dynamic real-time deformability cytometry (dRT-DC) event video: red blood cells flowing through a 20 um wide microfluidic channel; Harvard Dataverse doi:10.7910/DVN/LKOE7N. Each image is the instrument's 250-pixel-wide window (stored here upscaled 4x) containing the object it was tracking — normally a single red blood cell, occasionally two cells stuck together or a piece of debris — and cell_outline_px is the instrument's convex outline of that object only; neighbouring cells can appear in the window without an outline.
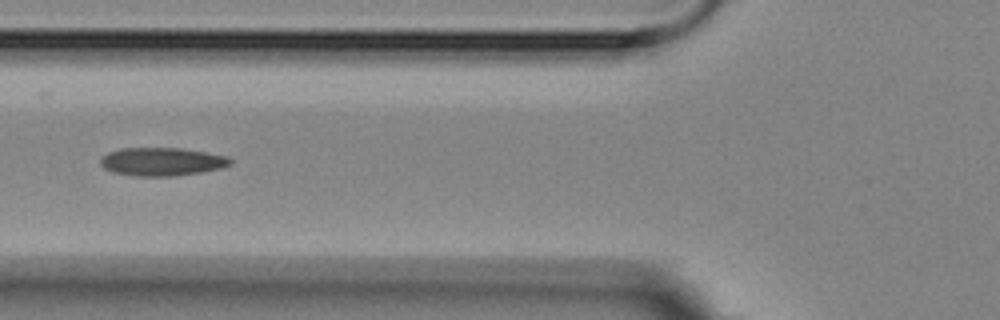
{"species": "Egyptian fruit bat (a non-hibernating species)", "species_latin": "Rousettus aegyptiacus", "temperature_condition": "room temperature", "stored_images_in_passage": 19, "segment_of_instrument_passage": [1, 2], "camera_frame_rate_fps": 3000, "um_per_image_px": 0.085, "animal": {"sex": "female"}, "frame": {"image": 1, "passage_image": 8, "time_ms": 8.0, "image_size_px": [1000, 320], "cell_outline_px": [[232, 164], [224, 168], [176, 176], [136, 176], [112, 172], [104, 168], [100, 164], [100, 156], [108, 152], [120, 148], [180, 148], [228, 156], [232, 160]], "centroid_in_image_um": [13.75, 13.74], "position_along_channel_um": 112.0, "area_um2": 21.56}}
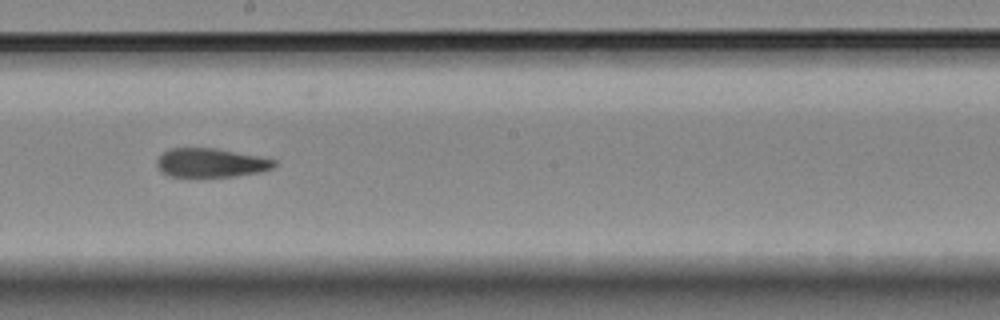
{"frame": {"image": 2, "passage_image": 11, "time_ms": 11.333, "image_size_px": [1000, 320], "cell_outline_px": [[276, 164], [272, 168], [256, 172], [236, 176], [168, 176], [156, 164], [156, 160], [164, 152], [172, 148], [216, 148], [276, 160]], "centroid_in_image_um": [17.9, 13.83], "position_along_channel_um": 230.3, "area_um2": 19.31}}
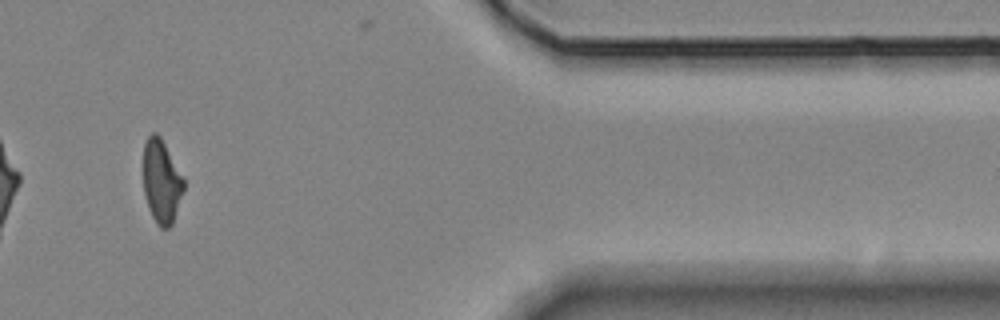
{"frame": {"image": 3, "passage_image": 16, "time_ms": 17.0, "image_size_px": [1000, 320], "cell_outline_px": [[184, 188], [172, 224], [168, 228], [160, 228], [156, 224], [148, 208], [144, 192], [144, 144], [148, 136], [152, 132], [156, 132], [160, 136], [184, 176]], "centroid_in_image_um": [13.73, 15.42], "position_along_channel_um": 397.7, "area_um2": 19.71}}